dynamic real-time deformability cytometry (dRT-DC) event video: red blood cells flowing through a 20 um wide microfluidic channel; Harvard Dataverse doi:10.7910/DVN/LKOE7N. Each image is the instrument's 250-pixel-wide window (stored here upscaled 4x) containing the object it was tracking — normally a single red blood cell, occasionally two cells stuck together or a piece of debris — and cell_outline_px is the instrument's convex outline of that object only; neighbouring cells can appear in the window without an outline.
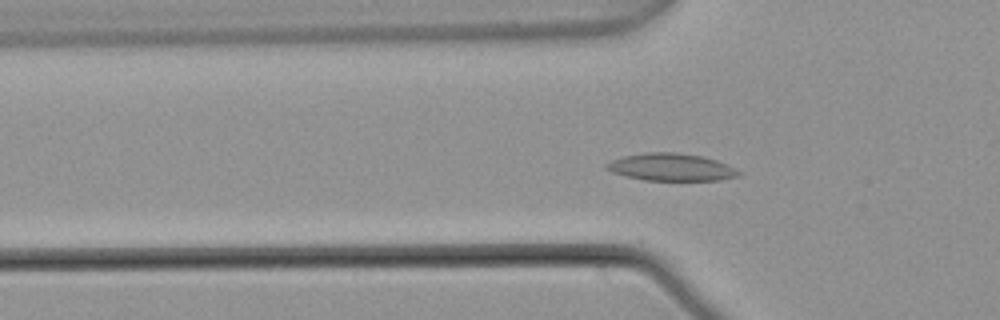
{"species": "common noctule bat (a hibernating species)", "species_latin": "Nyctalus noctula", "temperature_condition": "warm", "stored_images_in_passage": 55, "camera_frame_rate_fps": 3000, "um_per_image_px": 0.085, "animal": {"sex": "male", "body_mass_g": 21.5, "forearm_length_mm": 52.0}, "frame": {"image": 1, "passage_image": 18, "time_ms": 5.667, "image_size_px": [1000, 320], "cell_outline_px": [[744, 172], [740, 176], [720, 180], [644, 180], [612, 172], [604, 168], [604, 164], [612, 160], [624, 156], [644, 152], [676, 152], [700, 156], [716, 160], [736, 168]], "centroid_in_image_um": [57.07, 14.21], "position_along_channel_um": 68.7, "area_um2": 21.15}}
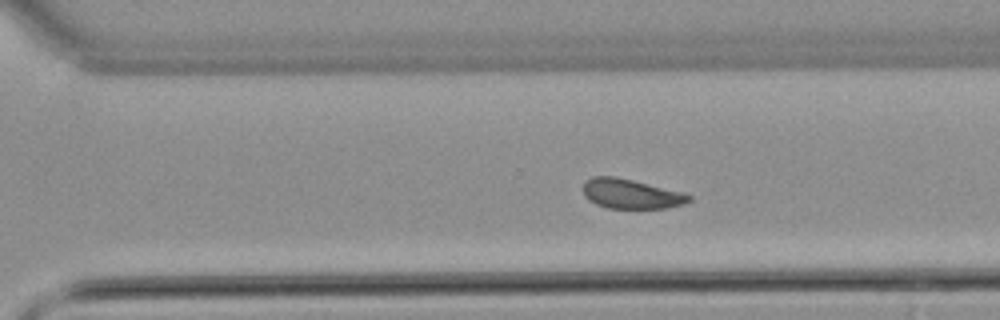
{"frame": {"image": 2, "passage_image": 38, "time_ms": 12.333, "image_size_px": [1000, 320], "cell_outline_px": [[692, 200], [684, 204], [668, 208], [608, 208], [596, 204], [588, 200], [584, 196], [580, 188], [584, 180], [592, 176], [616, 176], [684, 192], [692, 196]], "centroid_in_image_um": [53.6, 16.46], "position_along_channel_um": 317.0, "area_um2": 18.73}}
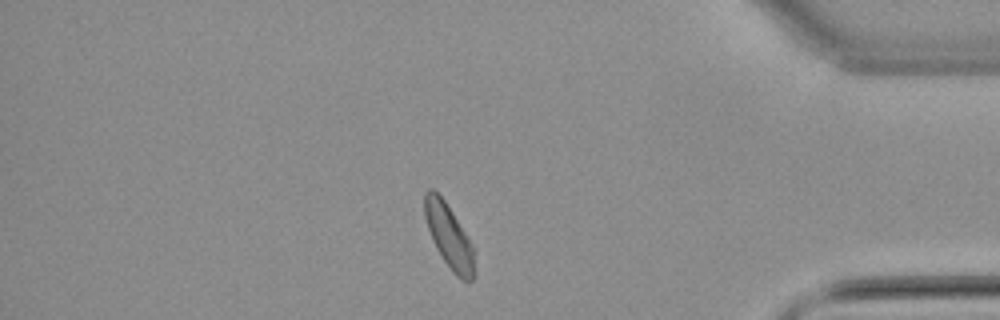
{"frame": {"image": 3, "passage_image": 47, "time_ms": 15.333, "image_size_px": [1000, 320], "cell_outline_px": [[472, 280], [468, 284], [460, 280], [452, 272], [436, 248], [432, 240], [424, 216], [424, 192], [428, 188], [432, 188], [444, 200], [468, 236], [472, 244]], "centroid_in_image_um": [38.12, 20.06], "position_along_channel_um": 397.1, "area_um2": 18.21}, "authors_computed_cell_mechanics": {"area_um2": 19.074, "velocity_mm_per_s": 3.7343, "shape_relaxation_time_tau1_ms": 4.8391, "shape_relaxation_time_tau2_ms": 2.7797, "deformation_change_tau1": 0.1167, "deformation_change_tau2": 0.0743}}